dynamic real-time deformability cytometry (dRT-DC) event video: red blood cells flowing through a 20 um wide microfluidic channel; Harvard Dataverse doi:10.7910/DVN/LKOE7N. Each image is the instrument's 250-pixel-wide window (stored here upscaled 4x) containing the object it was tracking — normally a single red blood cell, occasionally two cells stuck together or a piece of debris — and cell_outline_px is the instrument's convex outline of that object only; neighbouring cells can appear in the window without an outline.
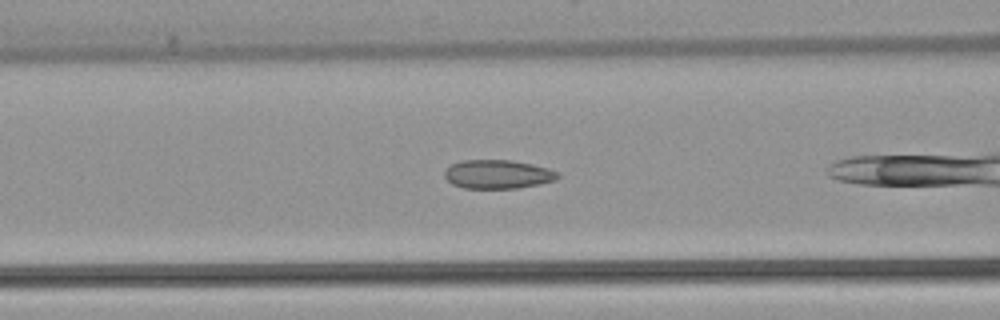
{"species": "common noctule bat (a hibernating species)", "species_latin": "Nyctalus noctula", "temperature_condition": "warm", "stored_images_in_passage": 26, "camera_frame_rate_fps": 3000, "um_per_image_px": 0.085, "animal": {"sex": "female", "body_mass_g": 22.7, "forearm_length_mm": 54.2}, "frame": {"image": 1, "passage_image": 6, "time_ms": 1.667, "image_size_px": [1000, 320], "cell_outline_px": [[560, 176], [556, 180], [540, 184], [516, 188], [464, 188], [452, 184], [444, 176], [444, 172], [452, 164], [460, 160], [512, 160], [532, 164], [548, 168], [560, 172]], "centroid_in_image_um": [42.34, 14.81], "position_along_channel_um": 124.3, "area_um2": 19.07}}
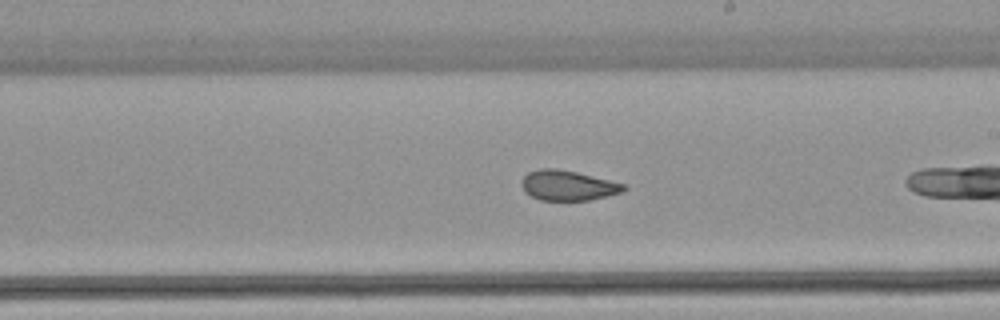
{"frame": {"image": 2, "passage_image": 15, "time_ms": 4.667, "image_size_px": [1000, 320], "cell_outline_px": [[628, 188], [624, 192], [608, 196], [588, 200], [540, 200], [524, 192], [520, 184], [524, 176], [528, 172], [540, 168], [556, 168], [576, 172], [624, 184]], "centroid_in_image_um": [48.26, 15.76], "position_along_channel_um": 240.7, "area_um2": 17.92}}
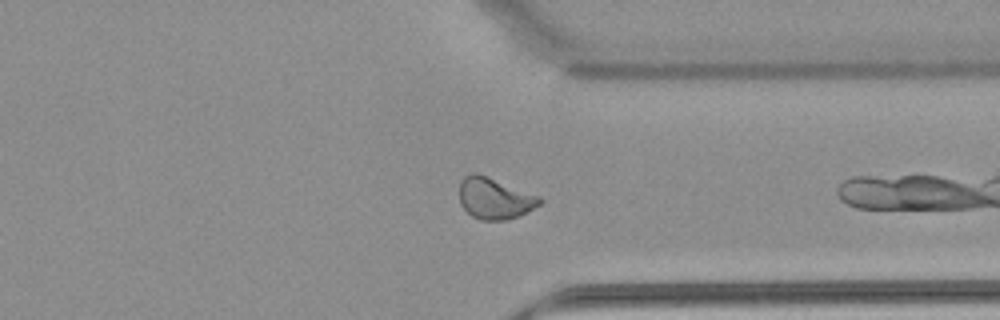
{"frame": {"image": 3, "passage_image": 25, "time_ms": 8.0, "image_size_px": [1000, 320], "cell_outline_px": [[544, 200], [540, 204], [520, 216], [508, 220], [480, 220], [472, 216], [460, 204], [460, 180], [464, 176], [472, 172], [476, 172], [540, 196]], "centroid_in_image_um": [42.05, 16.86], "position_along_channel_um": 369.4, "area_um2": 19.42}}